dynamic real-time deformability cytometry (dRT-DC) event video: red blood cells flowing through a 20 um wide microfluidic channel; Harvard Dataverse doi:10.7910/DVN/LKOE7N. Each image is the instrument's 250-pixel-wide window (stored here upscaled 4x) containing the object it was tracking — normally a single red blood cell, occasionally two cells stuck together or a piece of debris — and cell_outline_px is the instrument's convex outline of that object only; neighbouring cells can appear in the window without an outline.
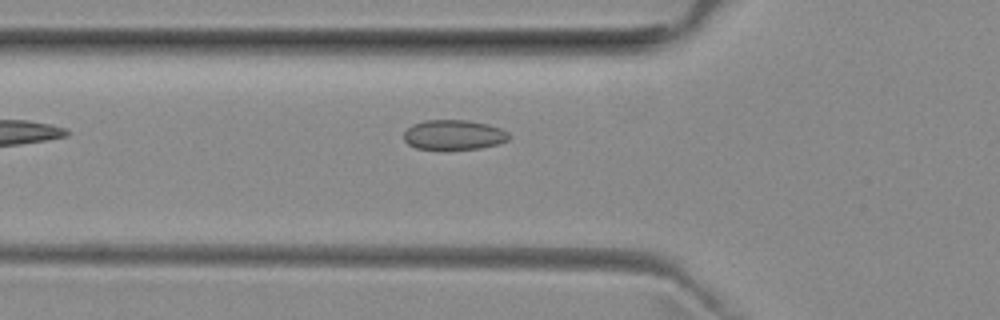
{"species": "common noctule bat (a hibernating species)", "species_latin": "Nyctalus noctula", "temperature_condition": "room temperature", "stored_images_in_passage": 38, "camera_frame_rate_fps": 3000, "um_per_image_px": 0.085, "animal": {"sex": "female", "body_mass_g": 29.2, "forearm_length_mm": 56.3}, "frame": {"image": 1, "passage_image": 4, "time_ms": 1.0, "image_size_px": [1000, 320], "cell_outline_px": [[508, 140], [496, 144], [480, 148], [416, 148], [408, 144], [404, 140], [404, 132], [412, 124], [424, 120], [464, 120], [488, 124], [500, 128], [508, 132]], "centroid_in_image_um": [38.55, 11.44], "position_along_channel_um": 87.3, "area_um2": 17.92}}
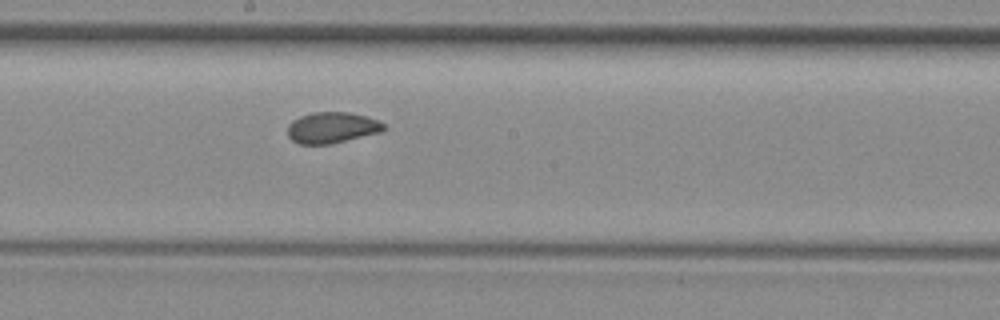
{"frame": {"image": 2, "passage_image": 14, "time_ms": 4.333, "image_size_px": [1000, 320], "cell_outline_px": [[384, 128], [380, 132], [328, 144], [300, 144], [292, 140], [288, 136], [288, 124], [292, 120], [300, 116], [312, 112], [348, 112], [364, 116], [376, 120], [384, 124]], "centroid_in_image_um": [28.15, 10.84], "position_along_channel_um": 220.0, "area_um2": 17.11}}
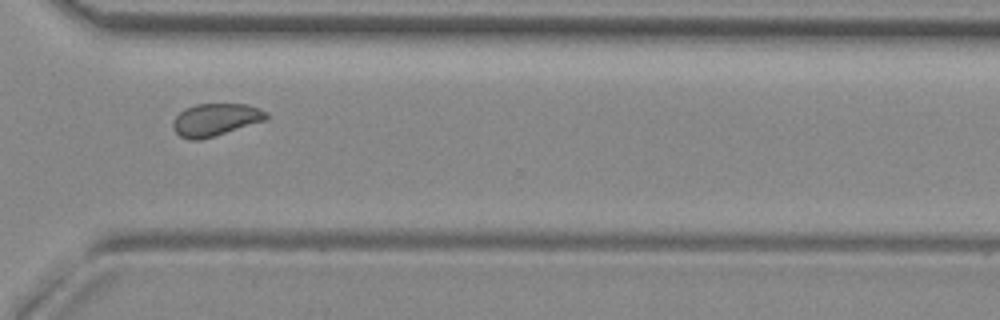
{"frame": {"image": 3, "passage_image": 24, "time_ms": 7.667, "image_size_px": [1000, 320], "cell_outline_px": [[268, 120], [216, 136], [200, 140], [188, 140], [180, 136], [172, 128], [172, 120], [184, 108], [196, 104], [248, 104], [268, 112]], "centroid_in_image_um": [18.33, 10.18], "position_along_channel_um": 352.3, "area_um2": 18.03}, "authors_computed_cell_mechanics": {"area_um2": 17.8891, "velocity_mm_per_s": 3.9708, "shape_relaxation_time_tau1_ms": null, "shape_relaxation_time_tau2_ms": 1.5633, "deformation_change_tau1": null, "deformation_change_tau2": 0.0529}}